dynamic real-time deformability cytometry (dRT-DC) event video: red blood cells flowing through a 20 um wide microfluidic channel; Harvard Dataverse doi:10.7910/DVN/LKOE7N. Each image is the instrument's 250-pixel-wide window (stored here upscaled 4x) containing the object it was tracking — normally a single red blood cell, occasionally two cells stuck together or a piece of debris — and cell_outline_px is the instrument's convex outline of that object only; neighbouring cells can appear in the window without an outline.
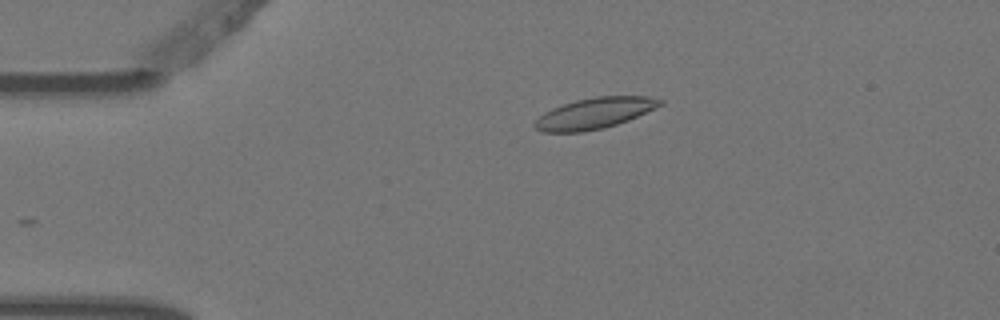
{"species": "Egyptian fruit bat (a non-hibernating species)", "species_latin": "Rousettus aegyptiacus", "temperature_condition": "warm", "stored_images_in_passage": 5, "camera_frame_rate_fps": 3000, "um_per_image_px": 0.085, "animal": {"sex": "female"}, "frame": {"image": 1, "passage_image": 5, "time_ms": 1.333, "image_size_px": [1000, 320], "cell_outline_px": [[664, 104], [628, 120], [604, 128], [584, 132], [544, 132], [536, 128], [532, 124], [544, 112], [552, 108], [576, 100], [596, 96], [648, 96], [664, 100]], "centroid_in_image_um": [50.55, 9.62], "position_along_channel_um": 34.5, "area_um2": 22.54}}